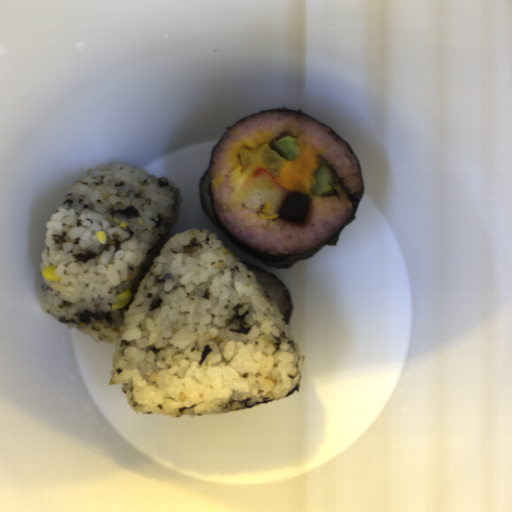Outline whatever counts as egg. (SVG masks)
Returning <instances> with one entry per match:
<instances>
[{
  "label": "egg",
  "mask_w": 512,
  "mask_h": 512,
  "mask_svg": "<svg viewBox=\"0 0 512 512\" xmlns=\"http://www.w3.org/2000/svg\"><path fill=\"white\" fill-rule=\"evenodd\" d=\"M299 150L294 161H286L285 168L276 182L291 192L313 194V178L318 167L321 166L320 156L315 148L298 142Z\"/></svg>",
  "instance_id": "d2b9013d"
}]
</instances>
